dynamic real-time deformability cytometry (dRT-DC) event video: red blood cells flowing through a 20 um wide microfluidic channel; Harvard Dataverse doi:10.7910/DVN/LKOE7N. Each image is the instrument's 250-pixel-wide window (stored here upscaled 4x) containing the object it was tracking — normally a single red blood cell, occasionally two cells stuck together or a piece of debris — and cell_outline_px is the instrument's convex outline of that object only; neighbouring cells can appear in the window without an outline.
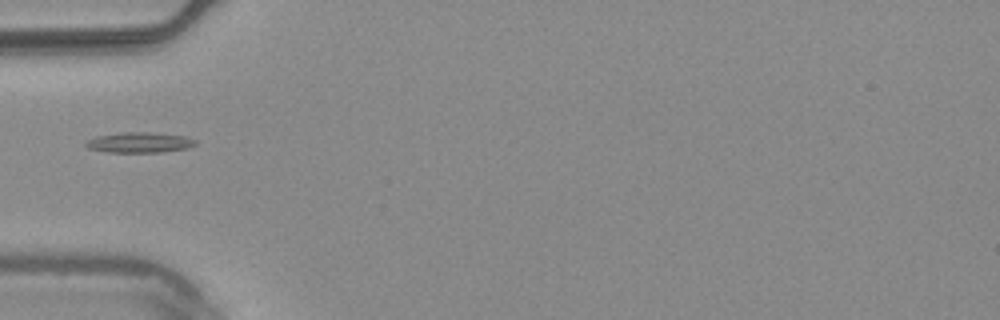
{"species": "common noctule bat (a hibernating species)", "species_latin": "Nyctalus noctula", "temperature_condition": "warm", "stored_images_in_passage": 37, "camera_frame_rate_fps": 3000, "um_per_image_px": 0.085, "animal": {"sex": "male", "body_mass_g": 20.4}, "frame": {"image": 1, "passage_image": 1, "time_ms": 0.0, "image_size_px": [1000, 320], "cell_outline_px": [[196, 144], [188, 148], [160, 152], [108, 152], [88, 148], [84, 144], [88, 140], [96, 136], [120, 132], [148, 132], [184, 136], [196, 140]], "centroid_in_image_um": [11.84, 12.1], "position_along_channel_um": 73.2, "area_um2": 12.95}}
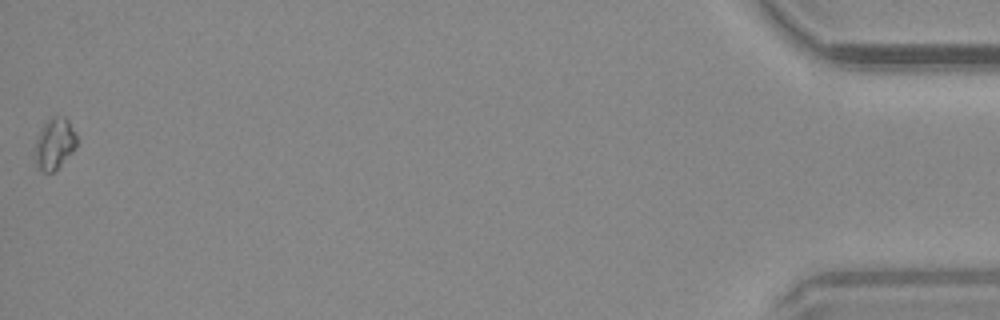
{"frame": {"image": 2, "passage_image": 37, "time_ms": 12.0, "image_size_px": [1000, 320], "cell_outline_px": [[76, 148], [52, 172], [44, 172], [36, 168], [36, 140], [44, 124], [52, 116], [64, 116], [68, 120], [76, 136]], "centroid_in_image_um": [4.64, 12.21], "position_along_channel_um": 430.6, "area_um2": 12.08}}